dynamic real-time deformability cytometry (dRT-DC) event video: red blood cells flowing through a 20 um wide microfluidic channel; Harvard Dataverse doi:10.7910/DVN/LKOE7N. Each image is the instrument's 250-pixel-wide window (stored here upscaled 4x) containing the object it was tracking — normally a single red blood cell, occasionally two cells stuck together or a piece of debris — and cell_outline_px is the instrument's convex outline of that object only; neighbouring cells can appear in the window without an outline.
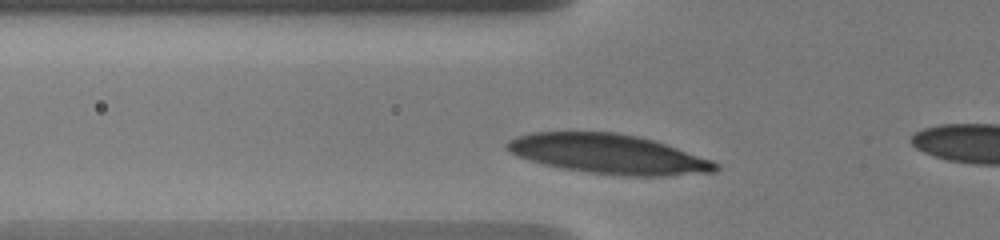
{"species": "human", "species_latin": "Homo sapiens", "temperature_condition": "warm", "stored_images_in_passage": 6, "segment_of_instrument_passage": [1, 2], "camera_frame_rate_fps": 3000, "um_per_image_px": 0.085, "donor": {"sex": "male"}, "frame": {"image": 1, "passage_image": 4, "time_ms": 1.667, "image_size_px": [1000, 240], "cell_outline_px": [[720, 168], [716, 172], [668, 176], [624, 176], [588, 172], [560, 168], [544, 164], [520, 156], [512, 152], [504, 144], [508, 140], [516, 136], [532, 132], [616, 132], [636, 136], [652, 140], [712, 160], [720, 164]], "centroid_in_image_um": [51.75, 13.1], "position_along_channel_um": 74.0, "area_um2": 47.86}}